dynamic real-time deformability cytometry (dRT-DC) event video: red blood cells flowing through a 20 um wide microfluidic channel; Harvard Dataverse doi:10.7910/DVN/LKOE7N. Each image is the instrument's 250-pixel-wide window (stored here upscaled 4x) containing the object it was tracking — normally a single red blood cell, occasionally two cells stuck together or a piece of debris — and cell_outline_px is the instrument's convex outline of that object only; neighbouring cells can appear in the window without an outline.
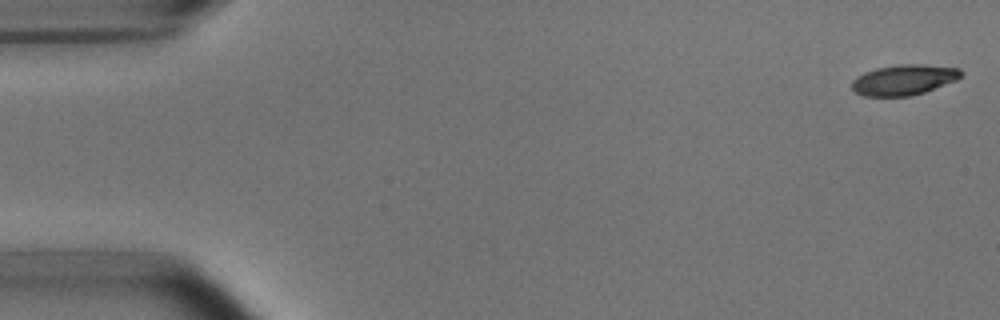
{"species": "common noctule bat (a hibernating species)", "species_latin": "Nyctalus noctula", "temperature_condition": "room temperature", "stored_images_in_passage": 7, "camera_frame_rate_fps": 3000, "um_per_image_px": 0.085, "animal": {"sex": "male", "body_mass_g": 15.6}, "frame": {"image": 1, "passage_image": 1, "time_ms": 0.0, "image_size_px": [1000, 320], "cell_outline_px": [[964, 72], [956, 80], [924, 92], [908, 96], [864, 96], [856, 92], [852, 88], [852, 80], [856, 76], [864, 72], [876, 68], [900, 64], [924, 64], [960, 68]], "centroid_in_image_um": [76.82, 6.77], "position_along_channel_um": 8.2, "area_um2": 19.36}}